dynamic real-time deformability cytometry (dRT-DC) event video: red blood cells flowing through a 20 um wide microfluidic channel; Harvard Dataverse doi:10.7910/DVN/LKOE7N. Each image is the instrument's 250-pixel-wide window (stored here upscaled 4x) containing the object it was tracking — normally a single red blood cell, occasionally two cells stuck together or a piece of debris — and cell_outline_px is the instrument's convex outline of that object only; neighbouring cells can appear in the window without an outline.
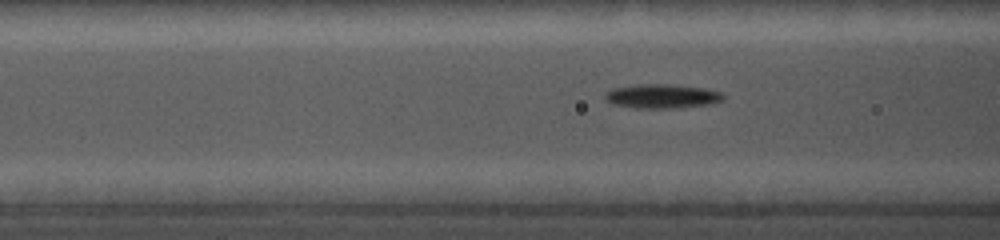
{"species": "common noctule bat (a hibernating species)", "species_latin": "Nyctalus noctula", "temperature_condition": "cold", "stored_images_in_passage": 34, "camera_frame_rate_fps": 5000, "um_per_image_px": 0.085, "animal": {"sex": "female", "body_mass_g": 19.0, "forearm_length_mm": 56.7}, "frame": {"image": 1, "passage_image": 8, "time_ms": 1.8, "image_size_px": [1000, 240], "cell_outline_px": [[724, 96], [720, 100], [708, 104], [672, 108], [636, 108], [616, 104], [608, 100], [604, 96], [612, 88], [636, 84], [664, 84], [704, 88], [720, 92]], "centroid_in_image_um": [56.24, 8.17], "position_along_channel_um": 110.4, "area_um2": 16.18}}
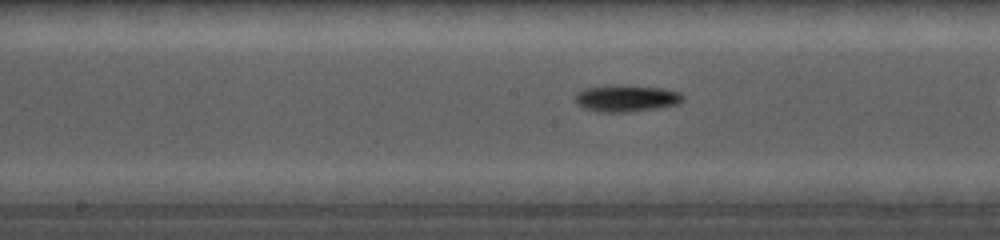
{"frame": {"image": 2, "passage_image": 16, "time_ms": 4.0, "image_size_px": [1000, 240], "cell_outline_px": [[684, 100], [680, 104], [656, 108], [624, 112], [600, 112], [588, 108], [580, 104], [576, 100], [576, 92], [584, 88], [608, 84], [664, 88], [680, 92], [684, 96]], "centroid_in_image_um": [53.29, 8.33], "position_along_channel_um": 194.9, "area_um2": 16.76}}
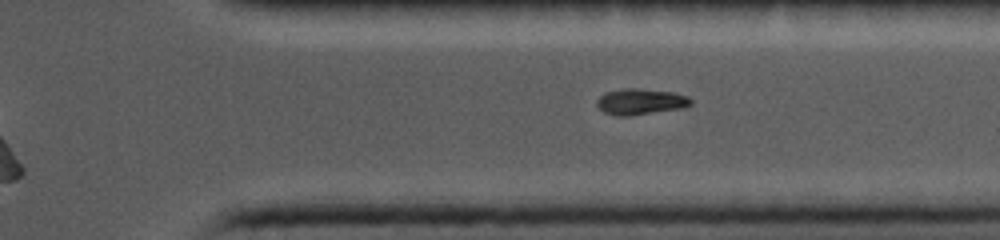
{"frame": {"image": 3, "passage_image": 29, "time_ms": 8.2, "image_size_px": [1000, 240], "cell_outline_px": [[692, 104], [684, 108], [632, 116], [616, 116], [604, 112], [596, 104], [596, 100], [604, 92], [624, 88], [640, 88], [672, 92], [688, 96], [692, 100]], "centroid_in_image_um": [54.45, 8.64], "position_along_channel_um": 356.9, "area_um2": 14.51}}